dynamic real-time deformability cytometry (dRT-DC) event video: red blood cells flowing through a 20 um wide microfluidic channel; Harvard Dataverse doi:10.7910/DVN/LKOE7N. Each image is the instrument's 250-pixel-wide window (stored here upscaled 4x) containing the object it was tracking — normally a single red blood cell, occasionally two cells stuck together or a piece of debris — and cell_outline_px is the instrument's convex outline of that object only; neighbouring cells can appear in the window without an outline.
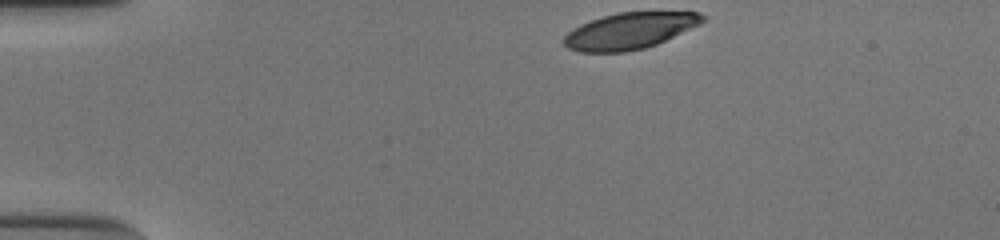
{"species": "human", "species_latin": "Homo sapiens", "temperature_condition": "cold", "stored_images_in_passage": 35, "camera_frame_rate_fps": 3000, "um_per_image_px": 0.085, "donor": {"sex": "male"}, "frame": {"image": 1, "passage_image": 1, "time_ms": 0.0, "image_size_px": [1000, 240], "cell_outline_px": [[708, 20], [700, 24], [656, 44], [644, 48], [624, 52], [580, 52], [568, 48], [564, 44], [564, 36], [572, 28], [588, 20], [616, 12], [700, 12], [708, 16]], "centroid_in_image_um": [53.53, 2.61], "position_along_channel_um": 31.5, "area_um2": 29.54}}
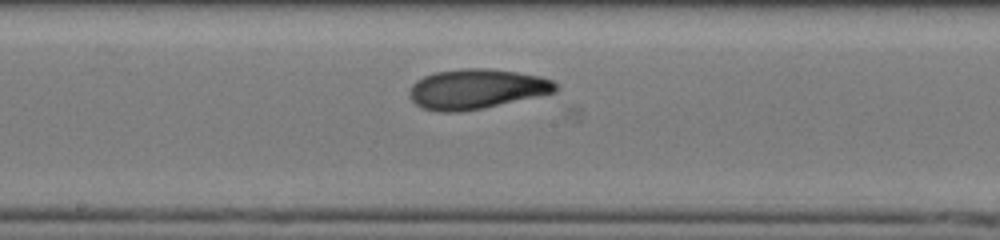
{"frame": {"image": 2, "passage_image": 20, "time_ms": 6.333, "image_size_px": [1000, 240], "cell_outline_px": [[556, 92], [484, 108], [456, 112], [436, 112], [420, 108], [408, 96], [408, 92], [412, 84], [416, 80], [424, 76], [436, 72], [464, 68], [488, 68], [516, 72], [540, 76], [552, 80], [556, 84]], "centroid_in_image_um": [40.45, 7.57], "position_along_channel_um": 207.7, "area_um2": 34.1}}
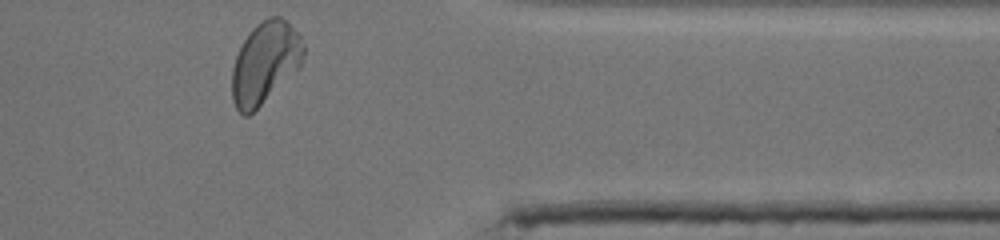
{"frame": {"image": 3, "passage_image": 35, "time_ms": 11.333, "image_size_px": [1000, 240], "cell_outline_px": [[304, 56], [300, 68], [248, 116], [244, 116], [236, 108], [232, 100], [232, 68], [236, 56], [244, 40], [252, 28], [256, 24], [268, 16], [280, 16], [300, 36], [304, 44]], "centroid_in_image_um": [22.53, 5.33], "position_along_channel_um": 388.9, "area_um2": 33.87}, "authors_computed_cell_mechanics": {"area_um2": 32.946, "velocity_mm_per_s": 3.8777, "shape_relaxation_time_tau1_ms": 4.3702, "shape_relaxation_time_tau2_ms": 2.1968, "deformation_change_tau1": 0.1827, "deformation_change_tau2": 0.0852}}